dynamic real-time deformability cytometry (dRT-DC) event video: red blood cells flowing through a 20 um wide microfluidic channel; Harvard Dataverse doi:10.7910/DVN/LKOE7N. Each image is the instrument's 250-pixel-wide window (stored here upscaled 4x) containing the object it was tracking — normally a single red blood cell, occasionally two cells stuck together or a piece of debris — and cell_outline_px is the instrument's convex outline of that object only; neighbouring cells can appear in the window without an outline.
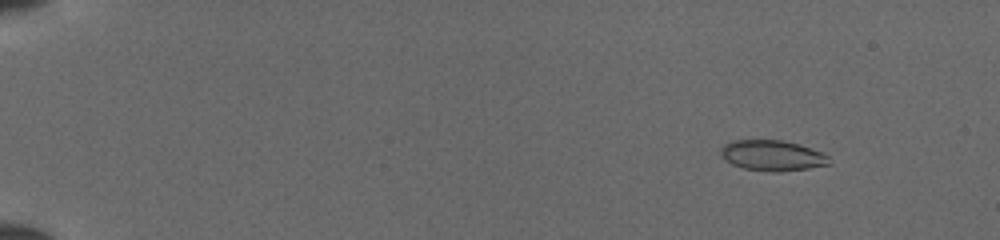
{"species": "common noctule bat (a hibernating species)", "species_latin": "Nyctalus noctula", "temperature_condition": "cold", "stored_images_in_passage": 51, "camera_frame_rate_fps": 3000, "um_per_image_px": 0.085, "animal": {"sex": "female", "body_mass_g": 19.5, "forearm_length_mm": 54.1}, "frame": {"image": 1, "passage_image": 6, "time_ms": 1.667, "image_size_px": [1000, 240], "cell_outline_px": [[832, 164], [808, 168], [780, 172], [772, 172], [744, 168], [732, 164], [724, 160], [720, 156], [720, 148], [724, 144], [732, 140], [780, 140], [796, 144], [820, 152], [828, 156]], "centroid_in_image_um": [65.59, 13.23], "position_along_channel_um": 19.4, "area_um2": 19.25}}
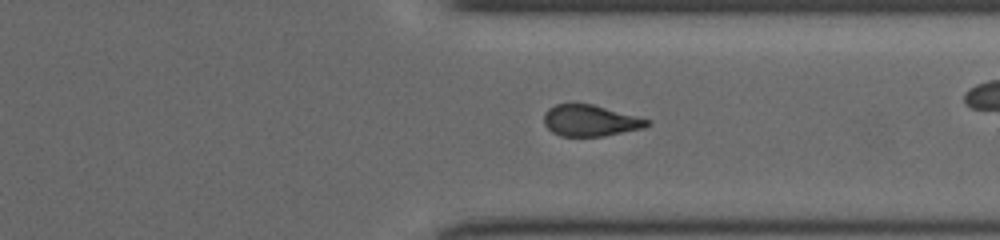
{"frame": {"image": 2, "passage_image": 40, "time_ms": 13.0, "image_size_px": [1000, 240], "cell_outline_px": [[652, 124], [644, 128], [604, 136], [560, 136], [552, 132], [544, 124], [544, 112], [548, 108], [556, 104], [572, 100], [592, 104], [652, 120]], "centroid_in_image_um": [50.15, 10.21], "position_along_channel_um": 361.2, "area_um2": 19.42}}